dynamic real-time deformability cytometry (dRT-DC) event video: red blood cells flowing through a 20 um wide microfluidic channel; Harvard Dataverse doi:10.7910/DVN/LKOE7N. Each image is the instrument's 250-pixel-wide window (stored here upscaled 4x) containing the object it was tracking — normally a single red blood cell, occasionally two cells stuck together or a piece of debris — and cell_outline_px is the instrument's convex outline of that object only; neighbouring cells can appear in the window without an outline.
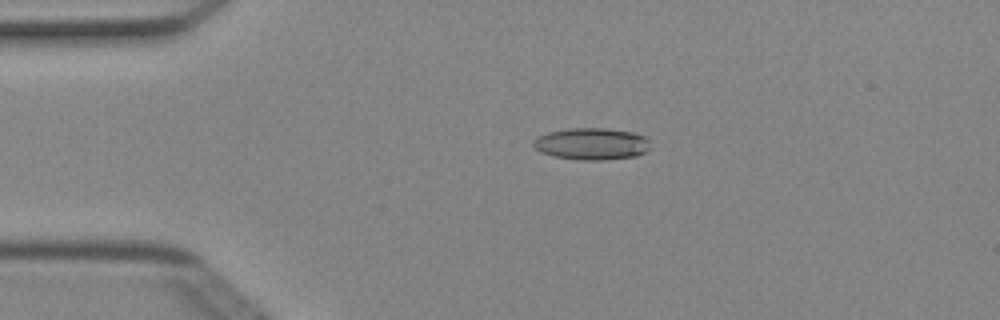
{"species": "Egyptian fruit bat (a non-hibernating species)", "species_latin": "Rousettus aegyptiacus", "temperature_condition": "cold", "stored_images_in_passage": 50, "camera_frame_rate_fps": 3000, "um_per_image_px": 0.085, "animal": {"sex": "female"}, "frame": {"image": 1, "passage_image": 11, "time_ms": 3.333, "image_size_px": [1000, 320], "cell_outline_px": [[648, 148], [644, 152], [636, 156], [604, 160], [580, 160], [556, 156], [540, 152], [532, 144], [532, 140], [536, 136], [548, 132], [568, 128], [608, 128], [636, 132], [644, 136], [648, 140]], "centroid_in_image_um": [50.27, 12.21], "position_along_channel_um": 34.7, "area_um2": 21.85}}
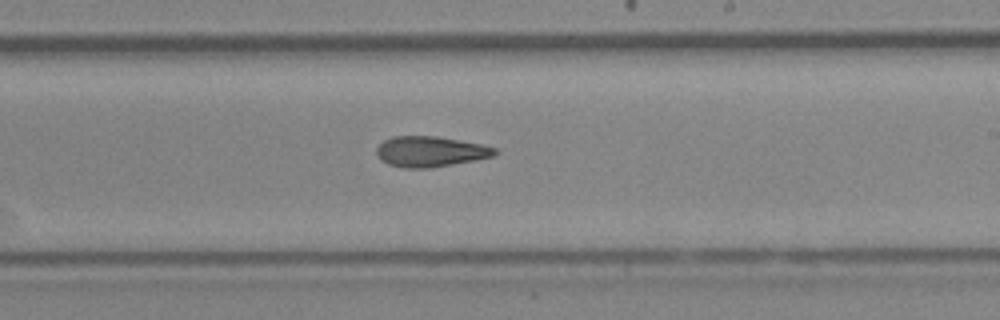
{"frame": {"image": 2, "passage_image": 30, "time_ms": 9.667, "image_size_px": [1000, 320], "cell_outline_px": [[500, 152], [492, 156], [476, 160], [432, 168], [404, 168], [388, 164], [380, 160], [376, 156], [376, 148], [384, 140], [392, 136], [436, 136], [460, 140], [480, 144], [496, 148]], "centroid_in_image_um": [36.56, 12.89], "position_along_channel_um": 252.4, "area_um2": 21.21}}
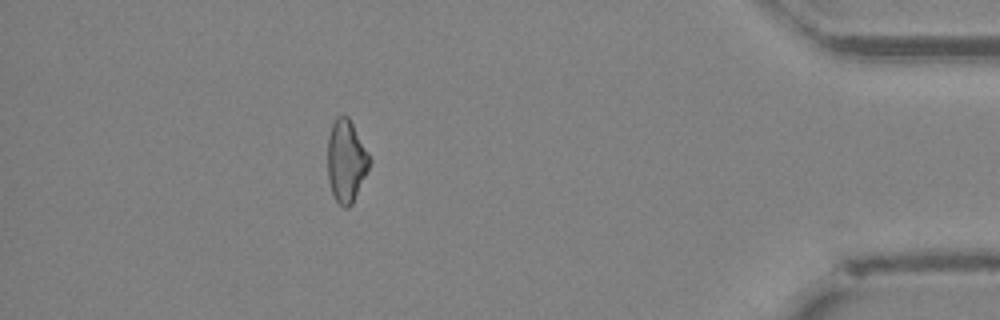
{"frame": {"image": 3, "passage_image": 45, "time_ms": 14.667, "image_size_px": [1000, 320], "cell_outline_px": [[372, 160], [352, 204], [348, 208], [344, 208], [336, 200], [332, 192], [328, 180], [328, 136], [332, 124], [336, 116], [348, 116], [368, 152]], "centroid_in_image_um": [29.42, 13.68], "position_along_channel_um": 405.8, "area_um2": 19.94}, "authors_computed_cell_mechanics": {"area_um2": 21.2126, "velocity_mm_per_s": 4.0464, "shape_relaxation_time_tau1_ms": null, "shape_relaxation_time_tau2_ms": 9.5172, "deformation_change_tau1": null, "deformation_change_tau2": 0.221}}